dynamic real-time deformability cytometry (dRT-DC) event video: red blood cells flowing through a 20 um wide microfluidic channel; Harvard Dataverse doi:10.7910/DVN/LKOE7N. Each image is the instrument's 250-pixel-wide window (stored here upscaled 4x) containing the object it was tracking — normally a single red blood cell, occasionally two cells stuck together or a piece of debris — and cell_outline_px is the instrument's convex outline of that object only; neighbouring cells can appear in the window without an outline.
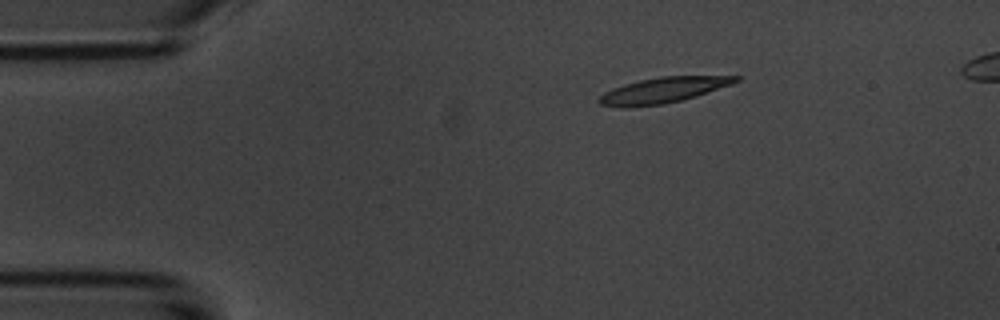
{"species": "common noctule bat (a hibernating species)", "species_latin": "Nyctalus noctula", "temperature_condition": "room temperature", "stored_images_in_passage": 7, "camera_frame_rate_fps": 3000, "um_per_image_px": 0.085, "animal": {"sex": "male", "body_mass_g": 20.1, "forearm_length_mm": 53.5}, "frame": {"image": 1, "passage_image": 2, "time_ms": 1.0, "image_size_px": [1000, 320], "cell_outline_px": [[740, 80], [732, 84], [696, 96], [664, 104], [628, 108], [624, 108], [600, 104], [596, 100], [604, 92], [612, 88], [624, 84], [640, 80], [660, 76], [740, 76]], "centroid_in_image_um": [56.32, 7.67], "position_along_channel_um": 28.7, "area_um2": 20.4}}
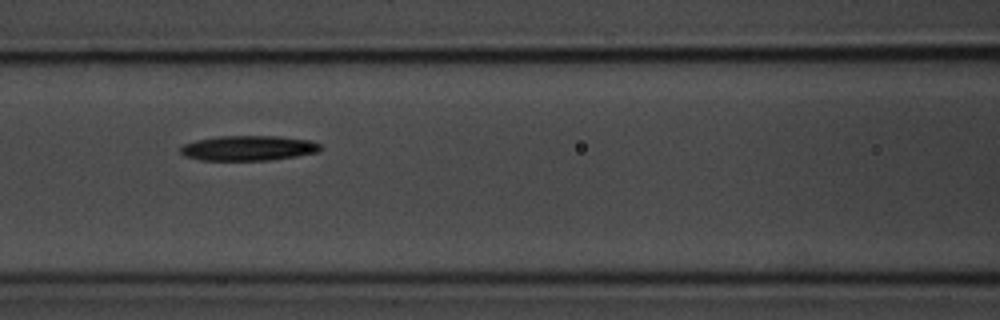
{"frame": {"image": 2, "passage_image": 6, "time_ms": 5.667, "image_size_px": [1000, 320], "cell_outline_px": [[324, 148], [320, 152], [272, 160], [200, 160], [184, 156], [180, 152], [180, 144], [196, 140], [216, 136], [280, 136], [312, 140], [320, 144]], "centroid_in_image_um": [21.13, 12.58], "position_along_channel_um": 145.5, "area_um2": 20.81}}
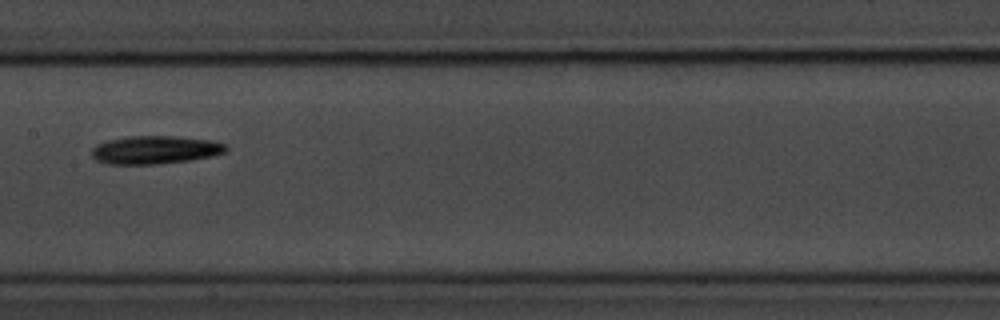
{"frame": {"image": 3, "passage_image": 7, "time_ms": 7.0, "image_size_px": [1000, 320], "cell_outline_px": [[228, 152], [212, 156], [192, 160], [156, 164], [108, 164], [96, 160], [92, 156], [92, 148], [96, 144], [108, 140], [128, 136], [172, 136], [212, 140], [228, 144]], "centroid_in_image_um": [13.23, 12.74], "position_along_channel_um": 194.2, "area_um2": 22.25}}